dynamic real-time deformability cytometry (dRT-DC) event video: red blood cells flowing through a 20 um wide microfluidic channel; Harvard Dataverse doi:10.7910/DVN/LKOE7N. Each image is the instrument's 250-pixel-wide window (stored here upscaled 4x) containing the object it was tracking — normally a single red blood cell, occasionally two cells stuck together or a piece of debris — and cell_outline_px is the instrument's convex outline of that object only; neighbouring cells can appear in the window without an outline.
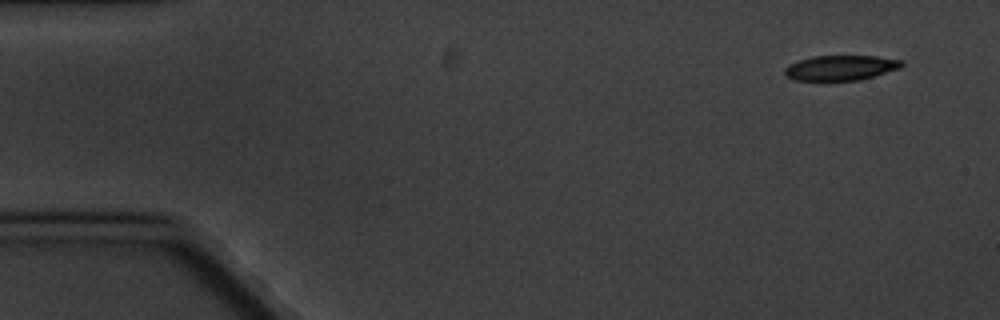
{"species": "common noctule bat (a hibernating species)", "species_latin": "Nyctalus noctula", "temperature_condition": "cold", "stored_images_in_passage": 6, "camera_frame_rate_fps": 3000, "um_per_image_px": 0.085, "animal": {"sex": "male", "body_mass_g": 20.1, "forearm_length_mm": 53.5}, "frame": {"image": 1, "passage_image": 1, "time_ms": 0.0, "image_size_px": [1000, 320], "cell_outline_px": [[904, 64], [900, 68], [860, 80], [792, 80], [784, 76], [784, 68], [788, 64], [812, 56], [876, 56], [904, 60]], "centroid_in_image_um": [71.44, 5.76], "position_along_channel_um": 13.6, "area_um2": 17.17}}
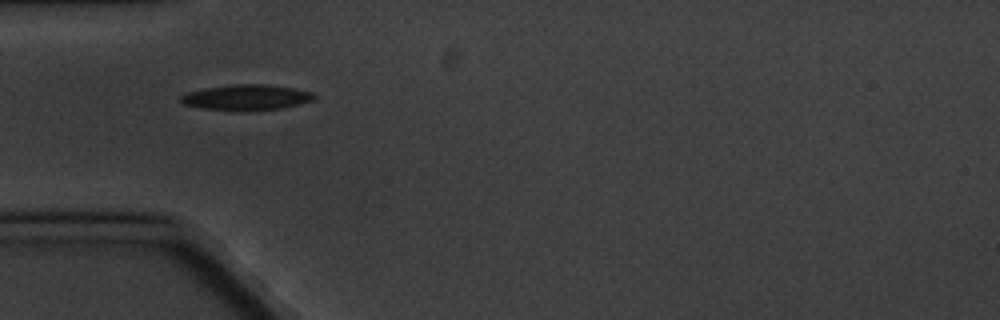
{"frame": {"image": 2, "passage_image": 5, "time_ms": 4.667, "image_size_px": [1000, 320], "cell_outline_px": [[316, 96], [312, 100], [300, 104], [280, 108], [240, 112], [204, 108], [184, 104], [180, 100], [180, 96], [188, 92], [204, 88], [236, 84], [264, 84], [292, 88], [312, 92]], "centroid_in_image_um": [20.94, 8.29], "position_along_channel_um": 64.1, "area_um2": 19.83}}